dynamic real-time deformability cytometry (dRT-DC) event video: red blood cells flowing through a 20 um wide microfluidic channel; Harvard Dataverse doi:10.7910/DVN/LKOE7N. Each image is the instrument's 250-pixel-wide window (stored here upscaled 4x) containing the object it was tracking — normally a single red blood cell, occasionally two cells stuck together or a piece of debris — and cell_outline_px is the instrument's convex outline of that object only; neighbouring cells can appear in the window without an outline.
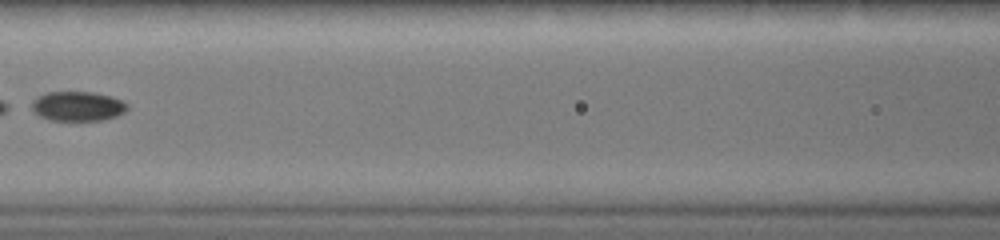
{"species": "common noctule bat (a hibernating species)", "species_latin": "Nyctalus noctula", "temperature_condition": "warm", "stored_images_in_passage": 30, "camera_frame_rate_fps": 3000, "um_per_image_px": 0.085, "animal": {"sex": "female", "body_mass_g": 19.0, "forearm_length_mm": 51.5}, "frame": {"image": 1, "passage_image": 13, "time_ms": 4.0, "image_size_px": [1000, 240], "cell_outline_px": [[128, 108], [124, 112], [116, 116], [104, 120], [48, 120], [40, 116], [32, 108], [32, 100], [36, 96], [48, 92], [92, 92], [112, 96], [124, 100], [128, 104]], "centroid_in_image_um": [6.63, 9.02], "position_along_channel_um": 160.0, "area_um2": 16.59}}